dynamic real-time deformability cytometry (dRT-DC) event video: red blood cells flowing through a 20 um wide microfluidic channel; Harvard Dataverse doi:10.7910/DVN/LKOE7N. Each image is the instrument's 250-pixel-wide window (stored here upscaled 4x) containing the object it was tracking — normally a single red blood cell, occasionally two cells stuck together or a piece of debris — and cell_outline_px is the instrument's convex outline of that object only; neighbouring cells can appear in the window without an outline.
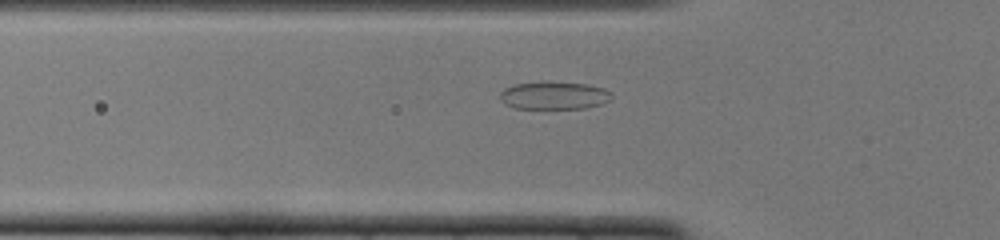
{"species": "common noctule bat (a hibernating species)", "species_latin": "Nyctalus noctula", "temperature_condition": "cold", "stored_images_in_passage": 41, "camera_frame_rate_fps": 3000, "um_per_image_px": 0.085, "animal": {"sex": "female", "body_mass_g": 22.0, "forearm_length_mm": 56.7}, "frame": {"image": 1, "passage_image": 8, "time_ms": 2.333, "image_size_px": [1000, 240], "cell_outline_px": [[612, 100], [604, 104], [584, 108], [512, 108], [504, 104], [500, 100], [500, 92], [504, 88], [516, 84], [544, 80], [548, 80], [588, 84], [604, 88], [612, 92]], "centroid_in_image_um": [47.11, 8.09], "position_along_channel_um": 78.7, "area_um2": 18.67}}
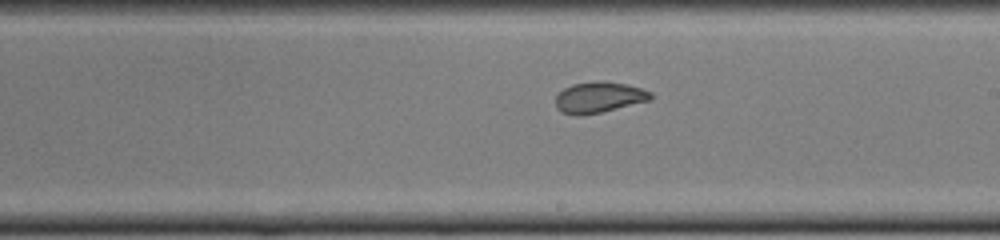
{"frame": {"image": 2, "passage_image": 20, "time_ms": 6.333, "image_size_px": [1000, 240], "cell_outline_px": [[652, 100], [600, 112], [580, 116], [576, 116], [560, 112], [556, 108], [556, 96], [564, 88], [572, 84], [596, 80], [604, 80], [624, 84], [640, 88], [652, 92]], "centroid_in_image_um": [50.89, 8.27], "position_along_channel_um": 238.1, "area_um2": 17.28}}
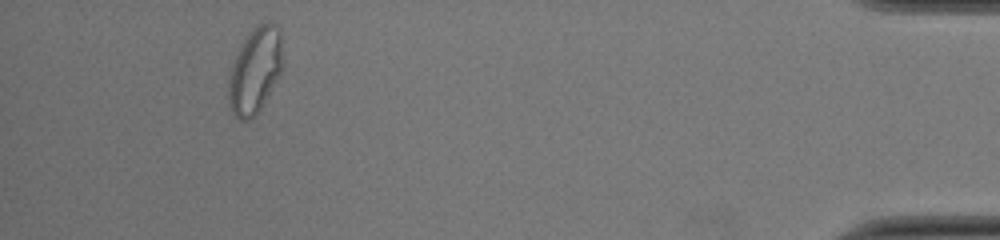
{"frame": {"image": 3, "passage_image": 38, "time_ms": 12.333, "image_size_px": [1000, 240], "cell_outline_px": [[284, 68], [256, 116], [248, 120], [240, 120], [232, 112], [228, 100], [228, 76], [232, 60], [240, 44], [252, 28], [260, 24], [272, 24], [280, 28], [284, 60]], "centroid_in_image_um": [21.68, 5.98], "position_along_channel_um": 413.5, "area_um2": 27.69}, "authors_computed_cell_mechanics": {"area_um2": 18.6694, "velocity_mm_per_s": 3.9846, "shape_relaxation_time_tau1_ms": null, "shape_relaxation_time_tau2_ms": 1.064, "deformation_change_tau1": null, "deformation_change_tau2": 0.0533}}